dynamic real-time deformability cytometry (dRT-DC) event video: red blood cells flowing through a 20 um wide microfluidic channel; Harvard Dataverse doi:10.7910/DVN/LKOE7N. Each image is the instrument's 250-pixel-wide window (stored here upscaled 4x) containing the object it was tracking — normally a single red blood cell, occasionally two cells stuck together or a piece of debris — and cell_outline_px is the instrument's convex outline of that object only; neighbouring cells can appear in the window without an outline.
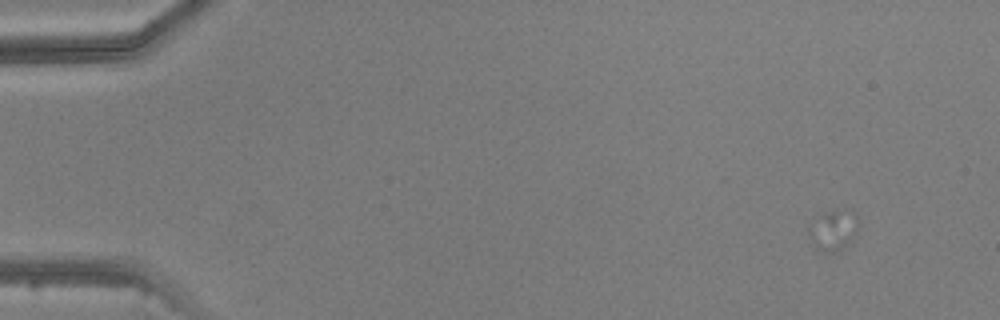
{"species": "common noctule bat (a hibernating species)", "species_latin": "Nyctalus noctula", "temperature_condition": "warm", "stored_images_in_passage": 4, "camera_frame_rate_fps": 3000, "um_per_image_px": 0.085, "animal": {"sex": "male", "body_mass_g": 20.5, "forearm_length_mm": 52.5}, "frame": {"image": 1, "passage_image": 1, "time_ms": 0.0, "image_size_px": [1000, 320], "cell_outline_px": [[856, 236], [852, 240], [836, 252], [828, 252], [812, 248], [808, 236], [808, 228], [824, 212], [848, 208], [852, 208], [856, 216]], "centroid_in_image_um": [70.81, 19.57], "position_along_channel_um": 14.2, "area_um2": 11.79}}